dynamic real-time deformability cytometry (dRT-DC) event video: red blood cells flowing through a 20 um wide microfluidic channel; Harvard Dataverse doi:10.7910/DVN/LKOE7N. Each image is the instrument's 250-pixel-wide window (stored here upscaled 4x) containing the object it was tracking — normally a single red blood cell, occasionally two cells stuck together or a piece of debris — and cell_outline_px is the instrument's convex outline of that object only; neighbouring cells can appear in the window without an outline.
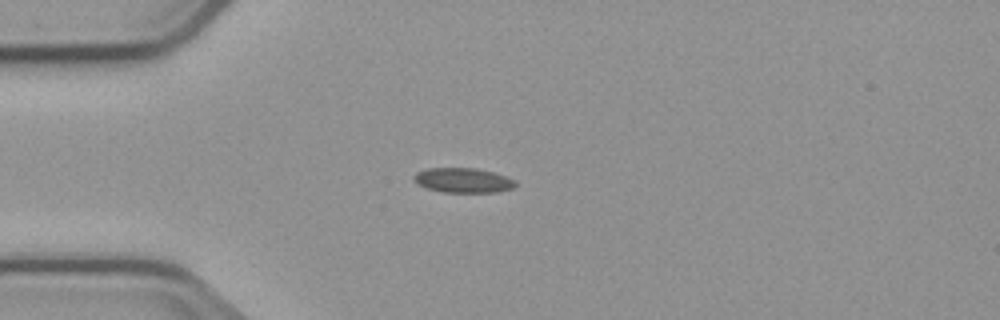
{"species": "common noctule bat (a hibernating species)", "species_latin": "Nyctalus noctula", "temperature_condition": "cold", "stored_images_in_passage": 6, "camera_frame_rate_fps": 3000, "um_per_image_px": 0.085, "animal": {"sex": "male", "body_mass_g": 23.1, "forearm_length_mm": 52.7}, "frame": {"image": 1, "passage_image": 1, "time_ms": 0.0, "image_size_px": [1000, 320], "cell_outline_px": [[516, 184], [512, 188], [496, 192], [444, 192], [428, 188], [412, 180], [412, 176], [416, 172], [428, 168], [476, 168], [492, 172], [516, 180]], "centroid_in_image_um": [39.34, 15.32], "position_along_channel_um": 45.7, "area_um2": 14.51}}
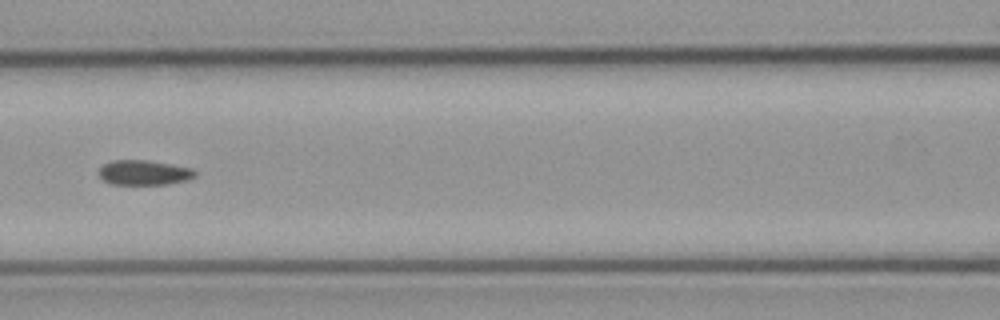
{"frame": {"image": 2, "passage_image": 4, "time_ms": 3.333, "image_size_px": [1000, 320], "cell_outline_px": [[196, 176], [188, 180], [168, 184], [108, 184], [100, 180], [96, 172], [104, 164], [112, 160], [144, 160], [192, 168], [196, 172]], "centroid_in_image_um": [12.17, 14.68], "position_along_channel_um": 154.4, "area_um2": 14.1}}
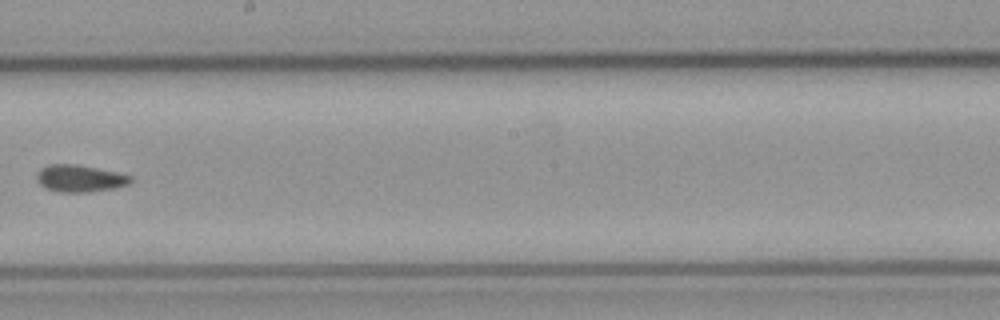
{"frame": {"image": 3, "passage_image": 6, "time_ms": 5.667, "image_size_px": [1000, 320], "cell_outline_px": [[132, 180], [128, 184], [116, 188], [88, 192], [56, 192], [44, 188], [36, 180], [36, 176], [44, 168], [52, 164], [76, 164], [116, 172], [132, 176]], "centroid_in_image_um": [6.8, 15.18], "position_along_channel_um": 241.4, "area_um2": 14.68}}